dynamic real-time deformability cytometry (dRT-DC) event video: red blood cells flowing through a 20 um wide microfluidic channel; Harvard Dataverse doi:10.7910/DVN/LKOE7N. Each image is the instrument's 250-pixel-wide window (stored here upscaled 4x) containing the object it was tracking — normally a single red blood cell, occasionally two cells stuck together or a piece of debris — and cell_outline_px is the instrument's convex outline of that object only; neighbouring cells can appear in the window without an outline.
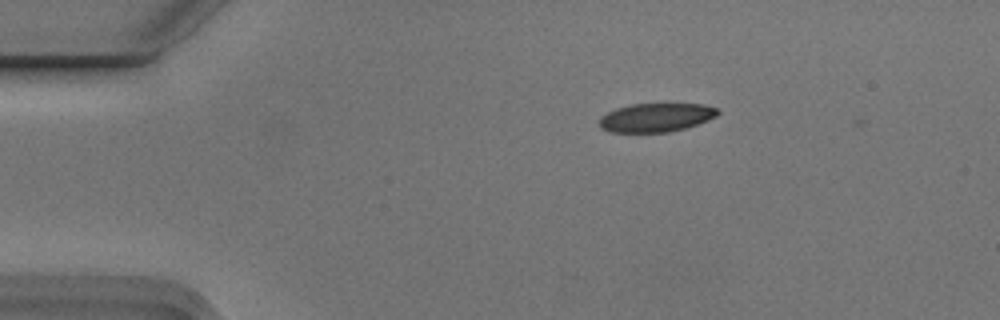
{"species": "Egyptian fruit bat (a non-hibernating species)", "species_latin": "Rousettus aegyptiacus", "temperature_condition": "cold", "stored_images_in_passage": 4, "camera_frame_rate_fps": 3000, "um_per_image_px": 0.085, "animal": {"sex": "male"}, "frame": {"image": 1, "passage_image": 1, "time_ms": 0.0, "image_size_px": [1000, 320], "cell_outline_px": [[720, 112], [716, 116], [708, 120], [684, 128], [668, 132], [612, 132], [600, 128], [600, 116], [616, 108], [632, 104], [704, 104], [716, 108]], "centroid_in_image_um": [55.75, 9.98], "position_along_channel_um": 29.2, "area_um2": 19.65}}
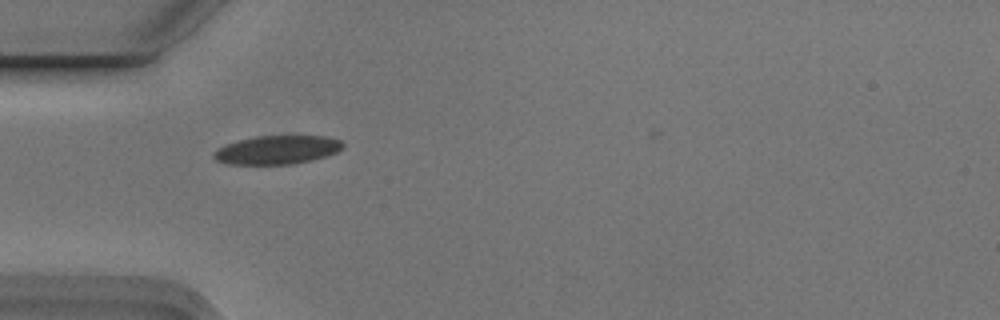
{"frame": {"image": 2, "passage_image": 3, "time_ms": 0.667, "image_size_px": [1000, 320], "cell_outline_px": [[344, 144], [336, 152], [324, 156], [308, 160], [288, 164], [228, 164], [216, 160], [212, 156], [212, 152], [224, 144], [236, 140], [256, 136], [328, 136], [340, 140]], "centroid_in_image_um": [23.48, 12.72], "position_along_channel_um": 61.5, "area_um2": 21.39}}
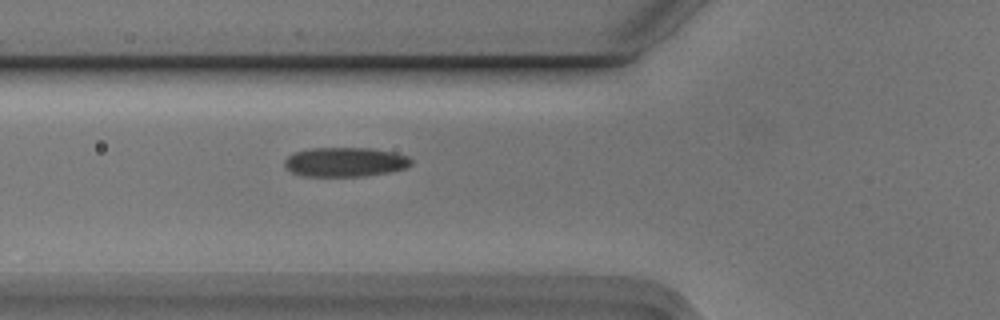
{"frame": {"image": 3, "passage_image": 4, "time_ms": 1.0, "image_size_px": [1000, 320], "cell_outline_px": [[412, 164], [404, 168], [388, 172], [364, 176], [304, 176], [292, 172], [284, 168], [284, 160], [292, 152], [308, 148], [372, 148], [392, 152], [408, 156], [412, 160]], "centroid_in_image_um": [29.29, 13.76], "position_along_channel_um": 96.5, "area_um2": 21.79}}